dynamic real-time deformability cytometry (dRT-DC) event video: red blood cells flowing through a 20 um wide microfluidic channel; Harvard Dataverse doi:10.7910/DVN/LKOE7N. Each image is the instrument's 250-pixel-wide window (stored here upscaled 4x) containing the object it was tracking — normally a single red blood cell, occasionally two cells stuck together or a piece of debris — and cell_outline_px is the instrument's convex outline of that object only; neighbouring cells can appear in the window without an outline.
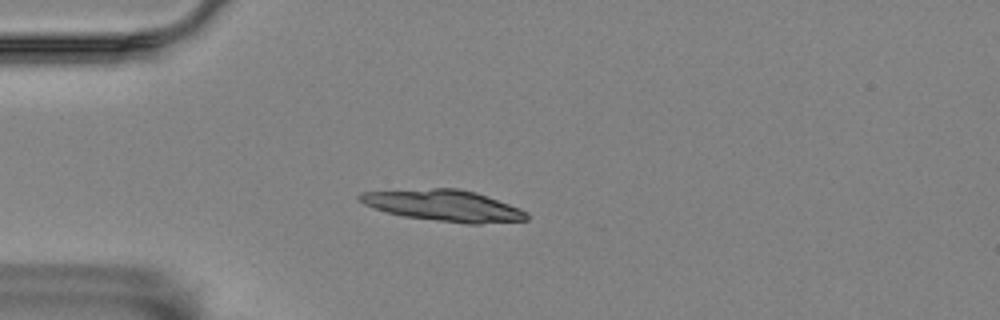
{"species": "Egyptian fruit bat (a non-hibernating species)", "species_latin": "Rousettus aegyptiacus", "temperature_condition": "room temperature", "stored_images_in_passage": 7, "camera_frame_rate_fps": 3000, "um_per_image_px": 0.085, "animal": {"sex": "female"}, "frame": {"image": 1, "passage_image": 4, "time_ms": 1.0, "image_size_px": [1000, 320], "cell_outline_px": [[528, 220], [480, 224], [464, 224], [404, 216], [388, 212], [364, 204], [356, 196], [360, 192], [432, 188], [460, 188], [476, 192], [520, 208], [528, 212]], "centroid_in_image_um": [37.76, 17.47], "position_along_channel_um": 47.2, "area_um2": 30.46}}
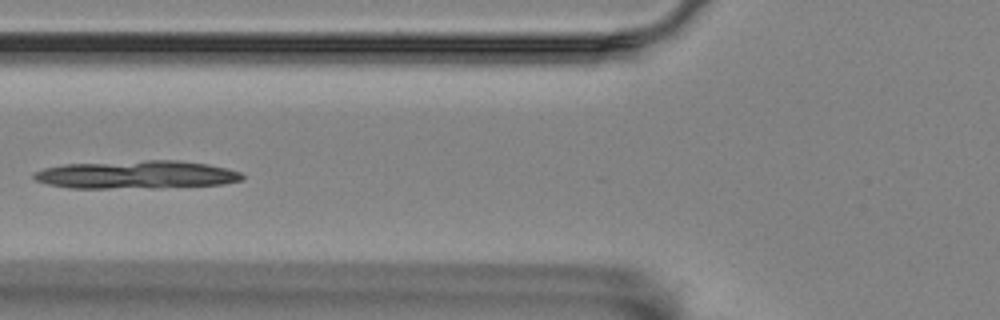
{"frame": {"image": 2, "passage_image": 6, "time_ms": 1.667, "image_size_px": [1000, 320], "cell_outline_px": [[244, 180], [224, 184], [160, 188], [68, 188], [48, 184], [36, 180], [32, 176], [36, 172], [44, 168], [64, 164], [144, 160], [176, 160], [208, 164], [240, 172], [244, 176]], "centroid_in_image_um": [11.62, 14.85], "position_along_channel_um": 114.2, "area_um2": 34.28}}
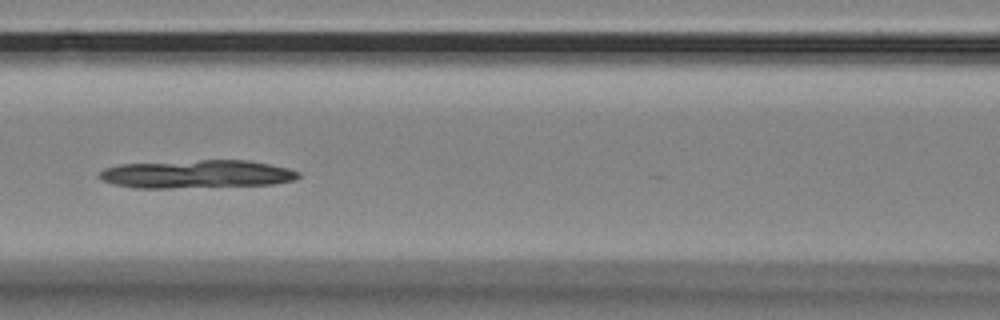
{"frame": {"image": 3, "passage_image": 7, "time_ms": 2.0, "image_size_px": [1000, 320], "cell_outline_px": [[300, 176], [296, 180], [272, 184], [172, 188], [136, 188], [112, 184], [96, 176], [104, 168], [120, 164], [200, 160], [248, 160], [288, 168], [300, 172]], "centroid_in_image_um": [16.71, 14.8], "position_along_channel_um": 149.9, "area_um2": 32.66}}